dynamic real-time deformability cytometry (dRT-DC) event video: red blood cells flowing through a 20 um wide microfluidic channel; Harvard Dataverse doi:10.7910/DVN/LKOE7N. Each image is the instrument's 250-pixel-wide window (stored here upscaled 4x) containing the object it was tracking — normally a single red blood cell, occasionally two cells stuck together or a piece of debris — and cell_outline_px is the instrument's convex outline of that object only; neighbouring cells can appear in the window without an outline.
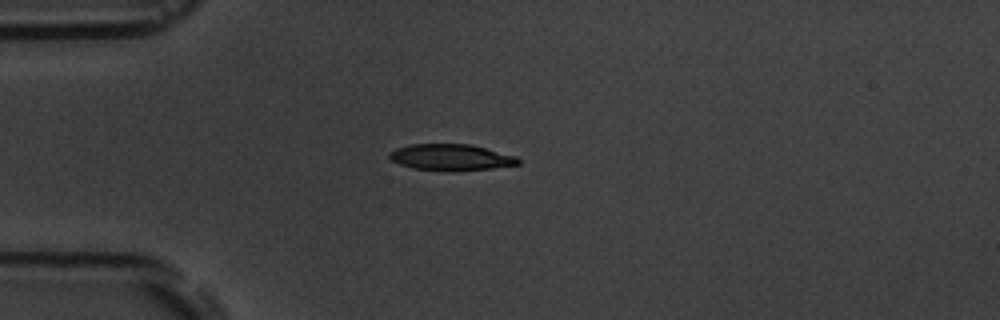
{"species": "common noctule bat (a hibernating species)", "species_latin": "Nyctalus noctula", "temperature_condition": "room temperature", "stored_images_in_passage": 10, "camera_frame_rate_fps": 3000, "um_per_image_px": 0.085, "animal": {"sex": "male", "body_mass_g": 19.5, "forearm_length_mm": 54.6}, "frame": {"image": 1, "passage_image": 4, "time_ms": 3.667, "image_size_px": [1000, 320], "cell_outline_px": [[520, 164], [492, 168], [456, 172], [448, 172], [412, 168], [400, 164], [392, 160], [388, 156], [388, 152], [396, 148], [412, 144], [472, 144], [516, 156], [520, 160]], "centroid_in_image_um": [38.33, 13.38], "position_along_channel_um": 46.7, "area_um2": 20.06}}
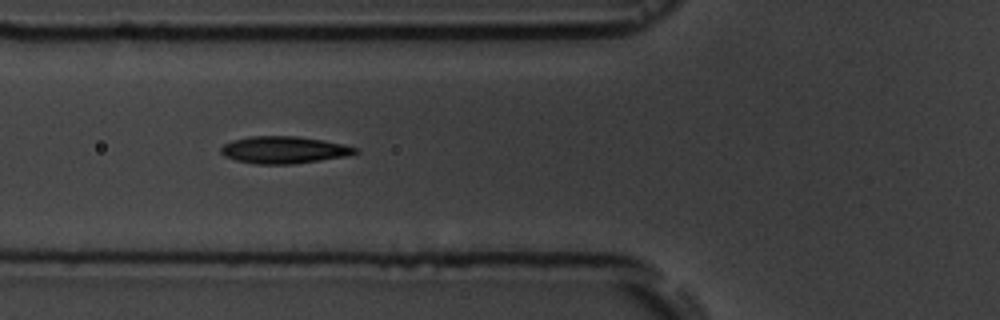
{"frame": {"image": 2, "passage_image": 6, "time_ms": 5.667, "image_size_px": [1000, 320], "cell_outline_px": [[360, 152], [348, 156], [292, 164], [256, 164], [236, 160], [224, 156], [220, 152], [220, 148], [224, 144], [232, 140], [248, 136], [296, 136], [324, 140], [344, 144], [360, 148]], "centroid_in_image_um": [24.16, 12.73], "position_along_channel_um": 101.6, "area_um2": 21.44}}
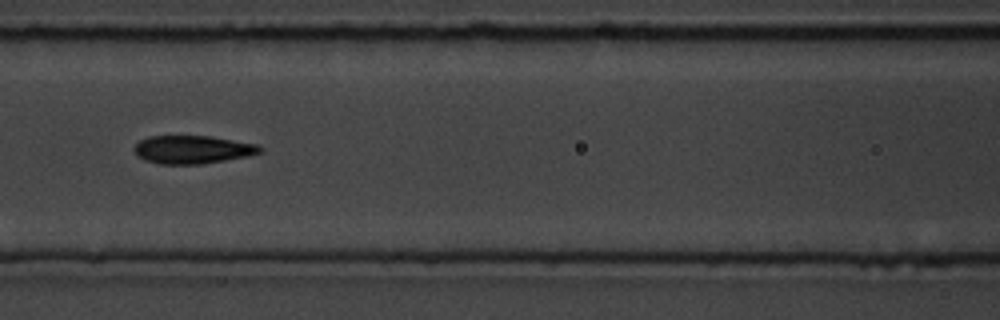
{"frame": {"image": 3, "passage_image": 7, "time_ms": 7.0, "image_size_px": [1000, 320], "cell_outline_px": [[264, 148], [260, 152], [248, 156], [200, 164], [160, 164], [144, 160], [136, 156], [136, 144], [140, 140], [148, 136], [212, 136], [256, 144]], "centroid_in_image_um": [16.36, 12.71], "position_along_channel_um": 150.2, "area_um2": 20.52}}